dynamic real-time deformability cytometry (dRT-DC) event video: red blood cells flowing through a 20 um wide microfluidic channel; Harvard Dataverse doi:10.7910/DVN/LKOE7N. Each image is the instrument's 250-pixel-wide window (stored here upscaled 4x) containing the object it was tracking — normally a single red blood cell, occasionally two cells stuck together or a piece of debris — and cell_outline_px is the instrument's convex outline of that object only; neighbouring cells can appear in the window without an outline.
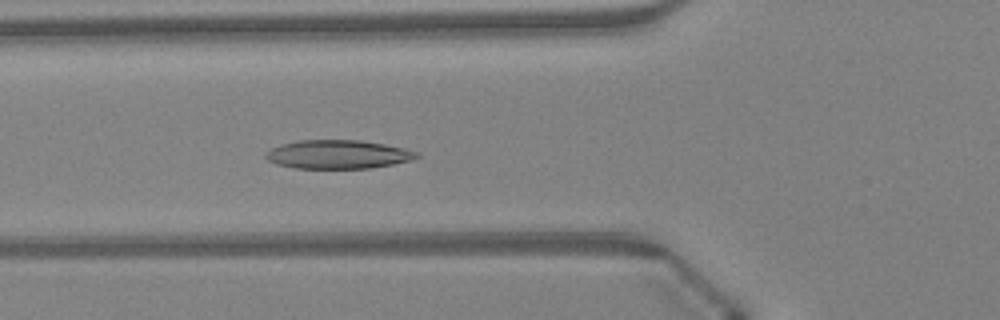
{"species": "Egyptian fruit bat (a non-hibernating species)", "species_latin": "Rousettus aegyptiacus", "temperature_condition": "warm", "stored_images_in_passage": 48, "camera_frame_rate_fps": 3000, "um_per_image_px": 0.085, "animal": {"sex": "female"}, "frame": {"image": 1, "passage_image": 18, "time_ms": 5.667, "image_size_px": [1000, 320], "cell_outline_px": [[420, 156], [408, 160], [392, 164], [368, 168], [296, 168], [276, 164], [268, 160], [264, 156], [272, 148], [280, 144], [300, 140], [360, 140], [384, 144], [404, 148], [420, 152]], "centroid_in_image_um": [28.72, 13.11], "position_along_channel_um": 97.1, "area_um2": 25.03}}
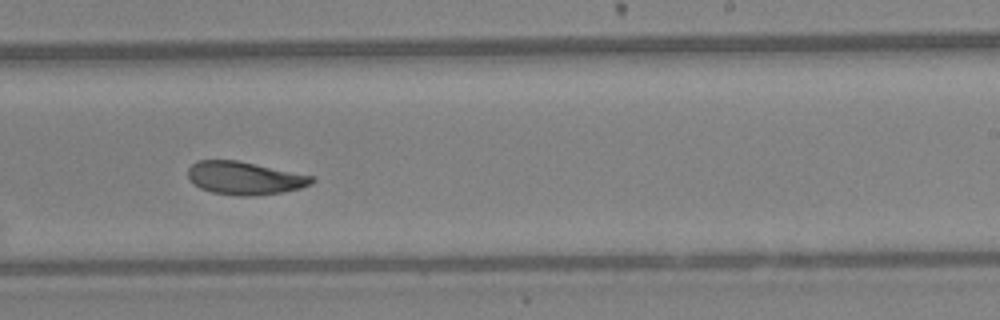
{"frame": {"image": 2, "passage_image": 30, "time_ms": 9.667, "image_size_px": [1000, 320], "cell_outline_px": [[316, 180], [312, 184], [300, 188], [280, 192], [252, 196], [240, 196], [212, 192], [200, 188], [188, 176], [188, 168], [196, 160], [236, 160], [312, 176]], "centroid_in_image_um": [20.78, 15.13], "position_along_channel_um": 268.2, "area_um2": 23.47}}
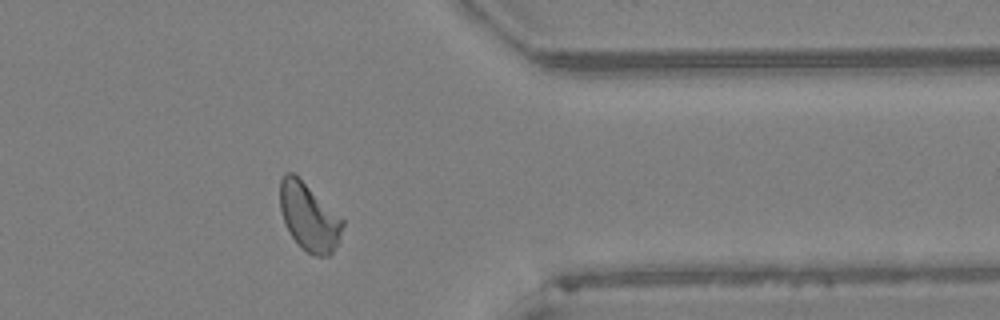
{"frame": {"image": 3, "passage_image": 39, "time_ms": 12.667, "image_size_px": [1000, 320], "cell_outline_px": [[344, 224], [336, 244], [332, 252], [328, 256], [316, 256], [300, 248], [292, 236], [284, 220], [280, 208], [280, 180], [284, 172], [292, 172], [344, 220]], "centroid_in_image_um": [26.24, 18.45], "position_along_channel_um": 385.2, "area_um2": 24.04}, "authors_computed_cell_mechanics": {"area_um2": 24.7673, "velocity_mm_per_s": 4.2952, "shape_relaxation_time_tau1_ms": 3.5789, "shape_relaxation_time_tau2_ms": 3.1625, "deformation_change_tau1": 0.1266, "deformation_change_tau2": 0.0911}}